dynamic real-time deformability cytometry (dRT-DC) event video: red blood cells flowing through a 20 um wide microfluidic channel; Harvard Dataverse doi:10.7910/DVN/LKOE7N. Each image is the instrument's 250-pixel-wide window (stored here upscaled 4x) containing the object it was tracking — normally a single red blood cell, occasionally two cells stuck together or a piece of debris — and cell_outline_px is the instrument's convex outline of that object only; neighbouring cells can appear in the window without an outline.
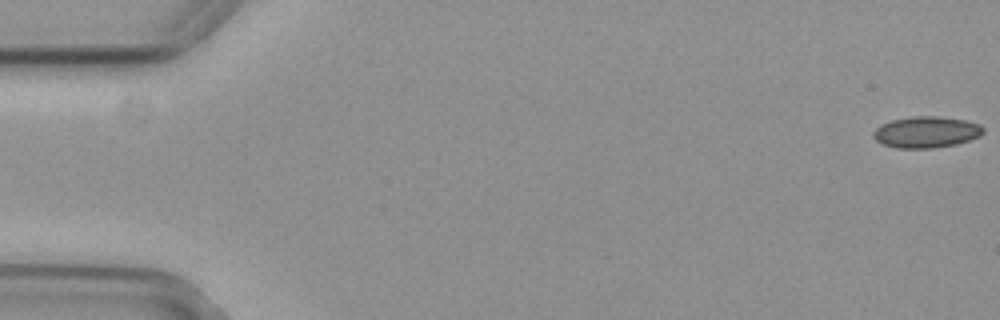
{"species": "common noctule bat (a hibernating species)", "species_latin": "Nyctalus noctula", "temperature_condition": "cold", "stored_images_in_passage": 18, "camera_frame_rate_fps": 3000, "um_per_image_px": 0.085, "animal": {"sex": "female", "body_mass_g": 29.2, "forearm_length_mm": 56.3}, "frame": {"image": 1, "passage_image": 1, "time_ms": 0.0, "image_size_px": [1000, 320], "cell_outline_px": [[984, 132], [980, 136], [956, 144], [936, 148], [896, 148], [880, 144], [872, 136], [872, 132], [880, 124], [892, 120], [912, 116], [936, 116], [964, 120], [980, 124], [984, 128]], "centroid_in_image_um": [78.7, 11.23], "position_along_channel_um": 6.3, "area_um2": 20.23}}
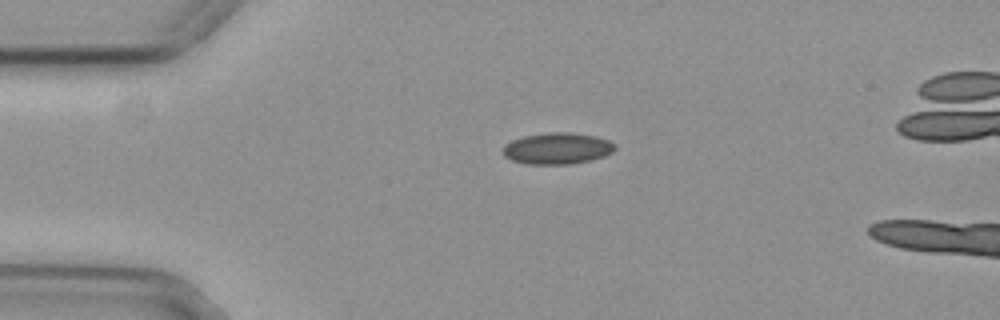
{"frame": {"image": 2, "passage_image": 13, "time_ms": 4.0, "image_size_px": [1000, 320], "cell_outline_px": [[616, 148], [612, 152], [604, 156], [592, 160], [568, 164], [528, 164], [512, 160], [504, 156], [500, 152], [500, 148], [504, 144], [512, 140], [524, 136], [548, 132], [568, 132], [596, 136], [608, 140], [616, 144]], "centroid_in_image_um": [47.34, 12.61], "position_along_channel_um": 37.7, "area_um2": 20.75}}